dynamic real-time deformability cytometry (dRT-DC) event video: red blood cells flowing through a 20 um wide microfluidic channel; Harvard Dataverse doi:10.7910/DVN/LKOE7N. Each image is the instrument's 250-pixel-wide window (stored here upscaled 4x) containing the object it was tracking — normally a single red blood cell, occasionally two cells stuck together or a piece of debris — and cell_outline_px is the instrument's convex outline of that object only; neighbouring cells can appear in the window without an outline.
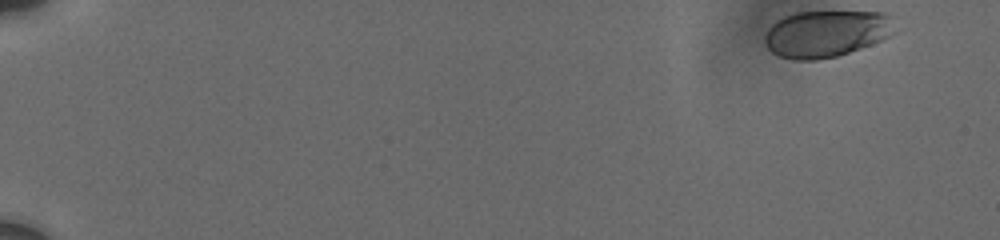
{"species": "human", "species_latin": "Homo sapiens", "temperature_condition": "cold", "stored_images_in_passage": 54, "camera_frame_rate_fps": 3000, "um_per_image_px": 0.085, "donor": {"sex": "male"}, "frame": {"image": 1, "passage_image": 1, "time_ms": 0.0, "image_size_px": [1000, 240], "cell_outline_px": [[896, 32], [872, 44], [836, 56], [816, 60], [792, 60], [780, 56], [772, 52], [768, 48], [764, 40], [764, 36], [768, 28], [776, 20], [784, 16], [796, 12], [888, 12], [892, 16]], "centroid_in_image_um": [70.24, 2.85], "position_along_channel_um": 14.8, "area_um2": 35.6}}
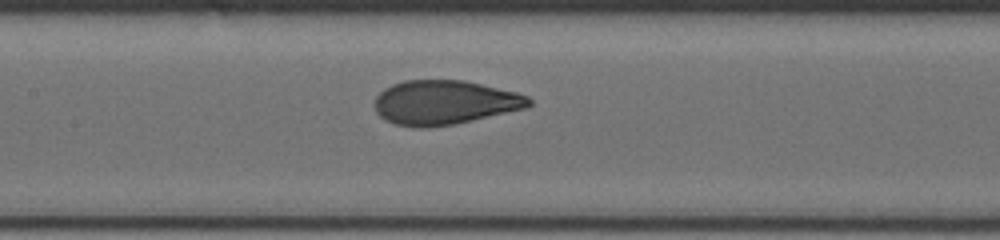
{"frame": {"image": 2, "passage_image": 31, "time_ms": 9.0, "image_size_px": [1000, 240], "cell_outline_px": [[532, 104], [524, 108], [452, 124], [428, 128], [416, 128], [396, 124], [384, 120], [376, 112], [376, 96], [384, 88], [392, 84], [404, 80], [464, 80], [516, 92], [528, 96], [532, 100]], "centroid_in_image_um": [37.75, 8.7], "position_along_channel_um": 169.7, "area_um2": 39.54}}
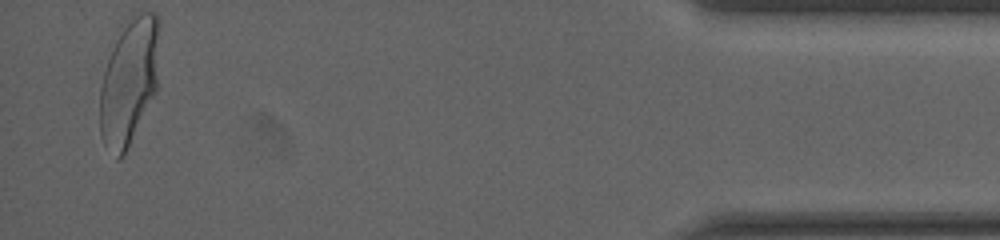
{"frame": {"image": 3, "passage_image": 54, "time_ms": 17.667, "image_size_px": [1000, 240], "cell_outline_px": [[160, 24], [156, 88], [120, 160], [116, 160], [100, 136], [100, 88], [104, 72], [120, 24], [140, 12], [156, 12], [160, 20]], "centroid_in_image_um": [10.96, 6.82], "position_along_channel_um": 424.2, "area_um2": 43.29}, "authors_computed_cell_mechanics": {"area_um2": 40.0265, "velocity_mm_per_s": 3.6923, "shape_relaxation_time_tau1_ms": 4.0487, "shape_relaxation_time_tau2_ms": null, "deformation_change_tau1": 0.1632, "deformation_change_tau2": null}}